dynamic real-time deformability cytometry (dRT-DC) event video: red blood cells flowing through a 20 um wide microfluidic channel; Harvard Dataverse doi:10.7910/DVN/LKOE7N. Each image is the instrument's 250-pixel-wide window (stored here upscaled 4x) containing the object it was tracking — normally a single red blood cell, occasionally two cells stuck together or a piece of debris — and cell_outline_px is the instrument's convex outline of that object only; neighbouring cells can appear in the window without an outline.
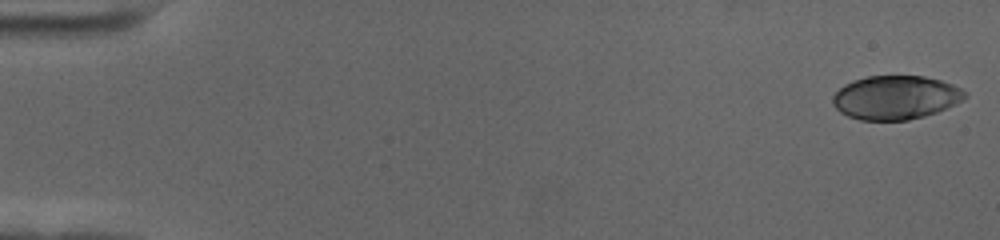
{"species": "human", "species_latin": "Homo sapiens", "temperature_condition": "cold", "stored_images_in_passage": 58, "camera_frame_rate_fps": 3000, "um_per_image_px": 0.085, "donor": {"sex": "female"}, "frame": {"image": 1, "passage_image": 1, "time_ms": 0.0, "image_size_px": [1000, 240], "cell_outline_px": [[968, 96], [964, 100], [956, 104], [936, 112], [924, 116], [908, 120], [860, 120], [848, 116], [840, 112], [832, 104], [832, 96], [844, 84], [852, 80], [868, 76], [924, 76], [940, 80], [952, 84], [968, 92]], "centroid_in_image_um": [76.13, 8.28], "position_along_channel_um": 8.9, "area_um2": 33.93}}
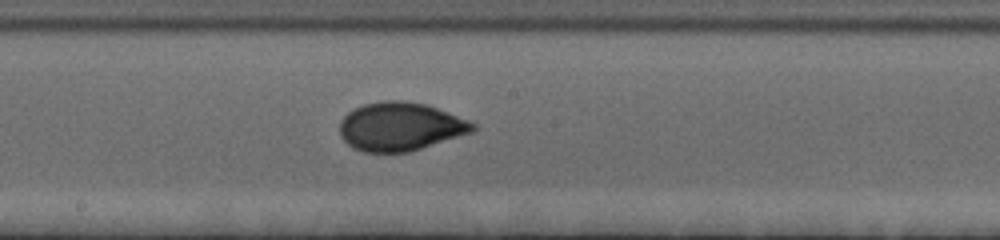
{"frame": {"image": 2, "passage_image": 32, "time_ms": 10.333, "image_size_px": [1000, 240], "cell_outline_px": [[476, 128], [472, 132], [408, 152], [364, 152], [352, 148], [340, 136], [340, 120], [348, 112], [364, 104], [384, 100], [404, 100], [428, 104], [468, 120], [476, 124]], "centroid_in_image_um": [34.01, 10.75], "position_along_channel_um": 214.2, "area_um2": 37.57}}
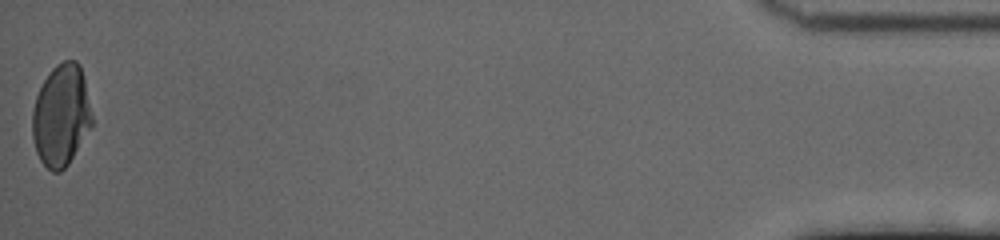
{"frame": {"image": 3, "passage_image": 58, "time_ms": 19.0, "image_size_px": [1000, 240], "cell_outline_px": [[92, 128], [68, 164], [60, 172], [52, 172], [40, 160], [36, 152], [32, 136], [32, 112], [36, 96], [44, 80], [52, 68], [56, 64], [64, 60], [76, 60], [80, 64], [84, 80], [92, 116]], "centroid_in_image_um": [5.19, 9.82], "position_along_channel_um": 430.0, "area_um2": 35.43}, "authors_computed_cell_mechanics": {"area_um2": 35.7782, "velocity_mm_per_s": 3.4997, "shape_relaxation_time_tau1_ms": 4.6567, "shape_relaxation_time_tau2_ms": null, "deformation_change_tau1": 0.1762, "deformation_change_tau2": null}}